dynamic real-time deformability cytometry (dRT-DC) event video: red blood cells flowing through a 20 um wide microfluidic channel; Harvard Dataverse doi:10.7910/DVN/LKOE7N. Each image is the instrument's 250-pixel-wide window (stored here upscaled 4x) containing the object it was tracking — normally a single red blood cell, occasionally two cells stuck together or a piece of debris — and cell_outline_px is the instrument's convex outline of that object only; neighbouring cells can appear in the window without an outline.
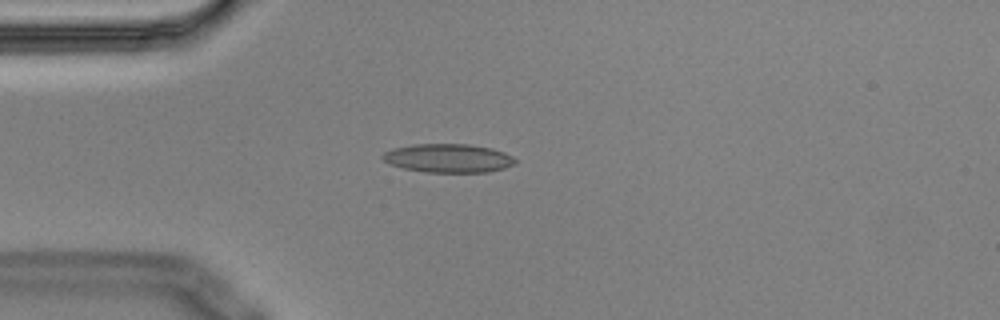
{"species": "Egyptian fruit bat (a non-hibernating species)", "species_latin": "Rousettus aegyptiacus", "temperature_condition": "cold", "stored_images_in_passage": 2, "camera_frame_rate_fps": 3000, "um_per_image_px": 0.085, "animal": {"sex": "male"}, "frame": {"image": 1, "passage_image": 2, "time_ms": 0.333, "image_size_px": [1000, 320], "cell_outline_px": [[516, 164], [504, 168], [488, 172], [424, 172], [404, 168], [392, 164], [384, 160], [380, 156], [384, 152], [392, 148], [416, 144], [468, 144], [492, 148], [504, 152], [512, 156], [516, 160]], "centroid_in_image_um": [38.12, 13.44], "position_along_channel_um": 46.9, "area_um2": 22.14}}